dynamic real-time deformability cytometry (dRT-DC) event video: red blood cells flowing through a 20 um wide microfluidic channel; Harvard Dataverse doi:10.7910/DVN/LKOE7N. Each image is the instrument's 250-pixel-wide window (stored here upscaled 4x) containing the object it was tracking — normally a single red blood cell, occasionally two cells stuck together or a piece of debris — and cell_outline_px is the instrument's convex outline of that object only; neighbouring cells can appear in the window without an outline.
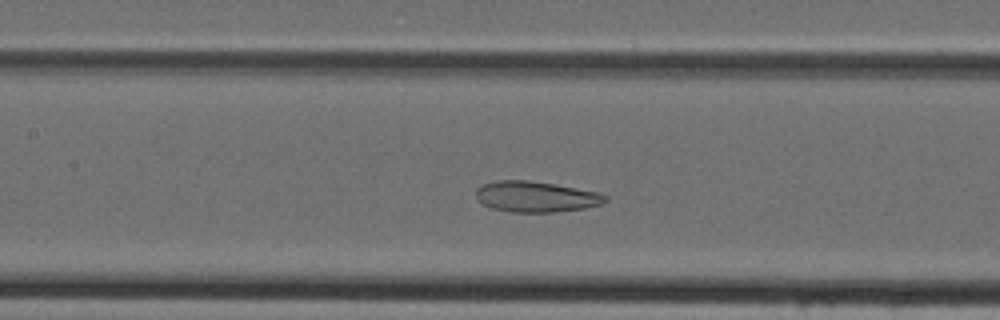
{"species": "Egyptian fruit bat (a non-hibernating species)", "species_latin": "Rousettus aegyptiacus", "temperature_condition": "cold", "stored_images_in_passage": 41, "camera_frame_rate_fps": 3000, "um_per_image_px": 0.085, "animal": {"sex": "female"}, "frame": {"image": 1, "passage_image": 16, "time_ms": 5.0, "image_size_px": [1000, 320], "cell_outline_px": [[608, 200], [604, 204], [584, 208], [556, 212], [512, 212], [492, 208], [476, 200], [476, 188], [484, 184], [496, 180], [528, 180], [556, 184], [596, 192], [608, 196]], "centroid_in_image_um": [45.56, 16.72], "position_along_channel_um": 161.8, "area_um2": 23.29}}
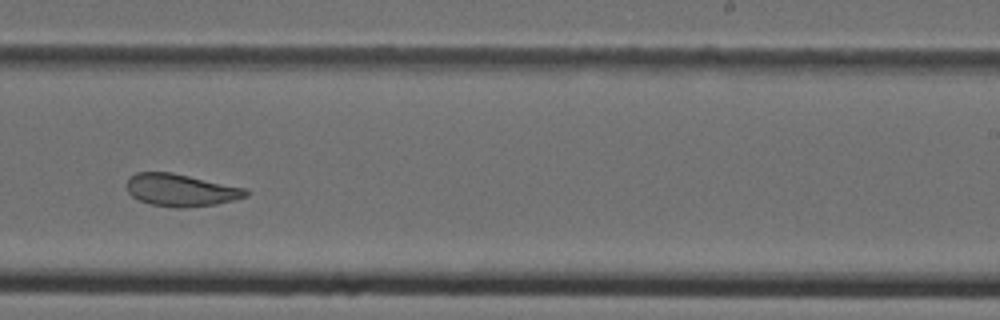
{"frame": {"image": 2, "passage_image": 24, "time_ms": 7.667, "image_size_px": [1000, 320], "cell_outline_px": [[248, 196], [236, 200], [216, 204], [188, 208], [176, 208], [148, 204], [132, 196], [128, 192], [128, 176], [136, 172], [172, 172], [244, 188], [248, 192]], "centroid_in_image_um": [15.36, 16.17], "position_along_channel_um": 273.6, "area_um2": 22.54}}
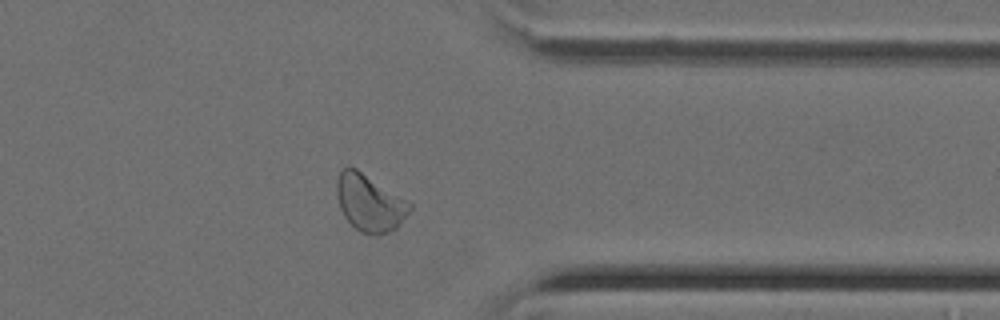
{"frame": {"image": 3, "passage_image": 32, "time_ms": 10.333, "image_size_px": [1000, 320], "cell_outline_px": [[412, 208], [396, 228], [388, 232], [376, 236], [360, 232], [344, 216], [340, 208], [336, 192], [336, 180], [340, 172], [348, 164], [356, 168], [408, 200], [412, 204]], "centroid_in_image_um": [31.41, 17.23], "position_along_channel_um": 380.0, "area_um2": 24.28}}